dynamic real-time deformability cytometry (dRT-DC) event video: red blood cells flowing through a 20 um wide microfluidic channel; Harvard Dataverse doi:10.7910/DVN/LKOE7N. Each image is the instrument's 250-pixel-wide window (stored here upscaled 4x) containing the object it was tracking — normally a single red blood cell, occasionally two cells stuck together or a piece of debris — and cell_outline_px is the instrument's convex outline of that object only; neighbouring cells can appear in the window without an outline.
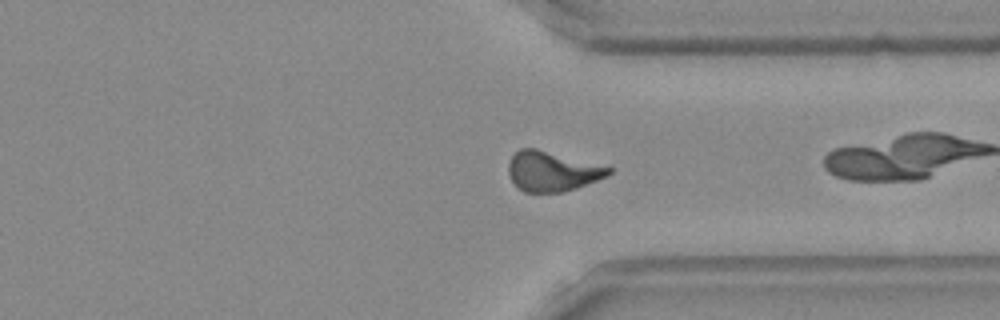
{"species": "Egyptian fruit bat (a non-hibernating species)", "species_latin": "Rousettus aegyptiacus", "temperature_condition": "room temperature", "stored_images_in_passage": 51, "camera_frame_rate_fps": 3000, "um_per_image_px": 0.085, "frame": {"image": 1, "passage_image": 37, "time_ms": 12.0, "image_size_px": [1000, 320], "cell_outline_px": [[612, 172], [608, 176], [576, 188], [564, 192], [524, 192], [512, 180], [508, 172], [508, 164], [512, 156], [520, 148], [536, 148], [612, 168]], "centroid_in_image_um": [46.93, 14.56], "position_along_channel_um": 364.5, "area_um2": 23.0}, "authors_computed_cell_mechanics": {"area_um2": 23.0044, "velocity_mm_per_s": 3.8819, "shape_relaxation_time_tau1_ms": null, "shape_relaxation_time_tau2_ms": 3.521, "deformation_change_tau1": null, "deformation_change_tau2": 0.1117}}